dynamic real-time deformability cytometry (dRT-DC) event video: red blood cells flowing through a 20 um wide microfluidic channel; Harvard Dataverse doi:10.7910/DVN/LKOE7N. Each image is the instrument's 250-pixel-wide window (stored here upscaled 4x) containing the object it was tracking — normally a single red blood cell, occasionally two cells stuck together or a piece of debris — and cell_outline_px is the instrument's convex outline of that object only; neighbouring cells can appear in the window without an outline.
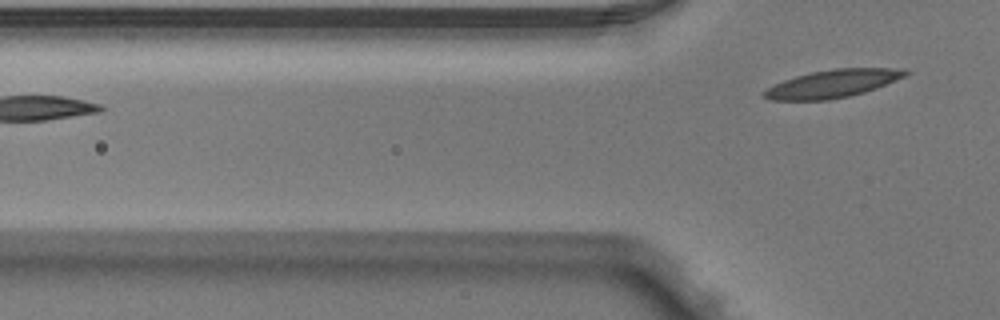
{"species": "Egyptian fruit bat (a non-hibernating species)", "species_latin": "Rousettus aegyptiacus", "temperature_condition": "warm", "stored_images_in_passage": 5, "camera_frame_rate_fps": 3000, "um_per_image_px": 0.085, "animal": {"sex": "male"}, "frame": {"image": 1, "passage_image": 5, "time_ms": 1.333, "image_size_px": [1000, 320], "cell_outline_px": [[912, 72], [908, 76], [876, 88], [864, 92], [848, 96], [828, 100], [772, 100], [760, 96], [760, 92], [784, 80], [796, 76], [812, 72], [832, 68], [904, 68]], "centroid_in_image_um": [70.82, 7.1], "position_along_channel_um": 55.0, "area_um2": 23.12}}